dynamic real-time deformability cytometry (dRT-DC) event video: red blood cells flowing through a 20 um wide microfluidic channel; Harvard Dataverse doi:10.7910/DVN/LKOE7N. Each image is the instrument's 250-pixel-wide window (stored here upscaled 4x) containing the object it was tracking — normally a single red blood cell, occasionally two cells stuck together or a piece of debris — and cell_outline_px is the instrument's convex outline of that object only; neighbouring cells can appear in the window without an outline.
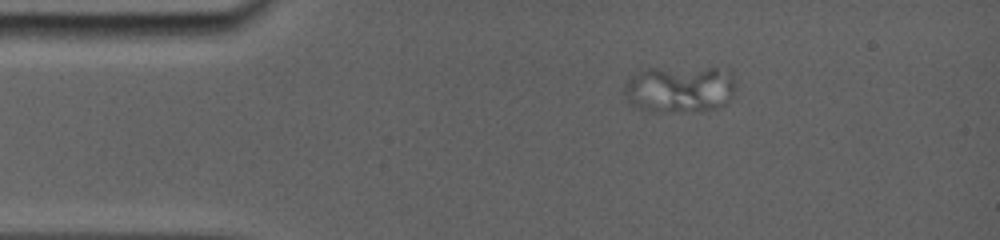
{"species": "common noctule bat (a hibernating species)", "species_latin": "Nyctalus noctula", "temperature_condition": "room temperature", "stored_images_in_passage": 12, "camera_frame_rate_fps": 5000, "um_per_image_px": 0.085, "animal": {"sex": "female", "body_mass_g": 19.0, "forearm_length_mm": 56.7}, "frame": {"image": 1, "passage_image": 6, "time_ms": 2.8, "image_size_px": [1000, 240], "cell_outline_px": [[736, 88], [732, 96], [724, 104], [712, 108], [640, 108], [628, 104], [624, 92], [624, 84], [636, 72], [648, 68], [732, 68], [736, 80]], "centroid_in_image_um": [57.83, 7.47], "position_along_channel_um": 27.2, "area_um2": 29.59}}